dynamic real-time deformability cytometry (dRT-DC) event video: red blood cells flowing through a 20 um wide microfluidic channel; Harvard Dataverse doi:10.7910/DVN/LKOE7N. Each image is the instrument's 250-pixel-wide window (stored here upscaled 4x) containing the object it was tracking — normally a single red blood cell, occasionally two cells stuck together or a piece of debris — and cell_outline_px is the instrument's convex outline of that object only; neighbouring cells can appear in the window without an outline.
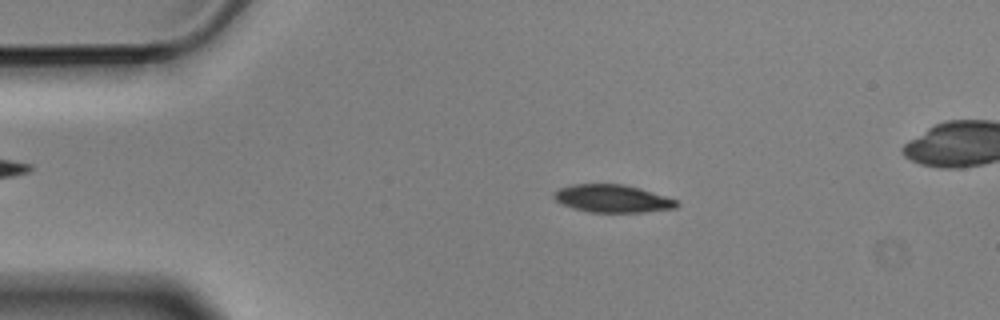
{"species": "Egyptian fruit bat (a non-hibernating species)", "species_latin": "Rousettus aegyptiacus", "temperature_condition": "cold", "stored_images_in_passage": 4, "camera_frame_rate_fps": 3000, "um_per_image_px": 0.085, "animal": {"sex": "male"}, "frame": {"image": 1, "passage_image": 2, "time_ms": 0.333, "image_size_px": [1000, 320], "cell_outline_px": [[680, 204], [676, 208], [644, 212], [588, 212], [572, 208], [556, 200], [552, 196], [552, 192], [560, 188], [572, 184], [624, 184], [640, 188], [676, 200]], "centroid_in_image_um": [52.04, 16.88], "position_along_channel_um": 33.0, "area_um2": 19.83}}